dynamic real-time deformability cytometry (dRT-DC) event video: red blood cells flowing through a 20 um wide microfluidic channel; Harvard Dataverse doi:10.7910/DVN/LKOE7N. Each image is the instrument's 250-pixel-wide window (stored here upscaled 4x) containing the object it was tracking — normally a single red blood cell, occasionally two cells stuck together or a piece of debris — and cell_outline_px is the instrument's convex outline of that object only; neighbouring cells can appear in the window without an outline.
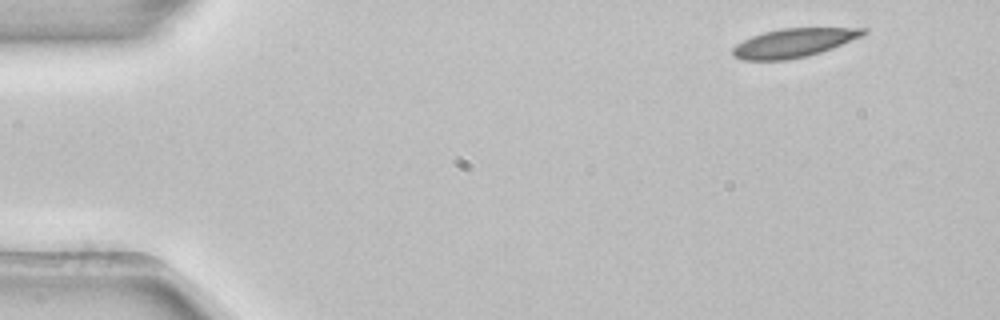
{"species": "common noctule bat (a hibernating species)", "species_latin": "Nyctalus noctula", "temperature_condition": "room temperature", "stored_images_in_passage": 3, "camera_frame_rate_fps": 3000, "um_per_image_px": 0.085, "animal": {"sex": "female", "body_mass_g": 22.7, "forearm_length_mm": 54.2}, "frame": {"image": 1, "passage_image": 1, "time_ms": 0.0, "image_size_px": [1000, 320], "cell_outline_px": [[868, 32], [860, 36], [832, 48], [820, 52], [804, 56], [784, 60], [740, 60], [732, 56], [732, 48], [736, 44], [752, 36], [764, 32], [780, 28], [868, 28]], "centroid_in_image_um": [67.41, 3.64], "position_along_channel_um": 17.6, "area_um2": 21.68}}